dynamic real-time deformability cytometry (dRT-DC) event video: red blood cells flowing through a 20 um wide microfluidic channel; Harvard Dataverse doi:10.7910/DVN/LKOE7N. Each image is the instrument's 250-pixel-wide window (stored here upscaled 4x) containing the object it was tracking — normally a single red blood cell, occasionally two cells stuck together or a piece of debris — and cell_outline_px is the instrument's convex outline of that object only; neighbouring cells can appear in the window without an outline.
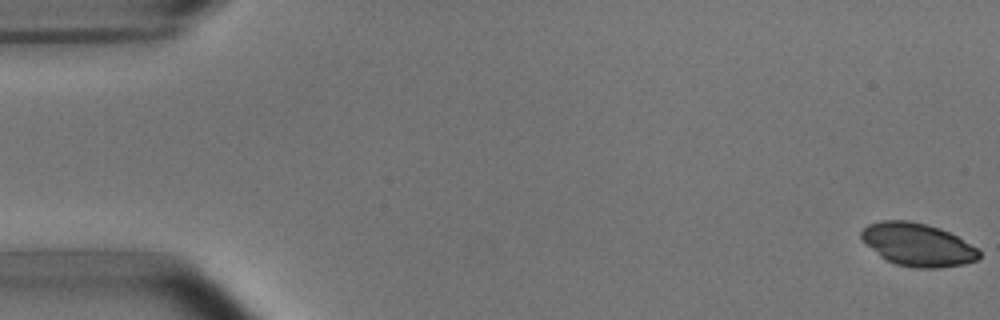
{"species": "common noctule bat (a hibernating species)", "species_latin": "Nyctalus noctula", "temperature_condition": "room temperature", "stored_images_in_passage": 6, "camera_frame_rate_fps": 3000, "um_per_image_px": 0.085, "animal": {"sex": "male", "body_mass_g": 15.6}, "frame": {"image": 1, "passage_image": 1, "time_ms": 0.0, "image_size_px": [1000, 320], "cell_outline_px": [[980, 256], [976, 260], [964, 264], [936, 268], [916, 268], [896, 264], [880, 256], [860, 236], [860, 232], [868, 224], [880, 220], [908, 220], [928, 224], [940, 228], [956, 236], [976, 248], [980, 252]], "centroid_in_image_um": [77.99, 20.78], "position_along_channel_um": 7.0, "area_um2": 29.13}}